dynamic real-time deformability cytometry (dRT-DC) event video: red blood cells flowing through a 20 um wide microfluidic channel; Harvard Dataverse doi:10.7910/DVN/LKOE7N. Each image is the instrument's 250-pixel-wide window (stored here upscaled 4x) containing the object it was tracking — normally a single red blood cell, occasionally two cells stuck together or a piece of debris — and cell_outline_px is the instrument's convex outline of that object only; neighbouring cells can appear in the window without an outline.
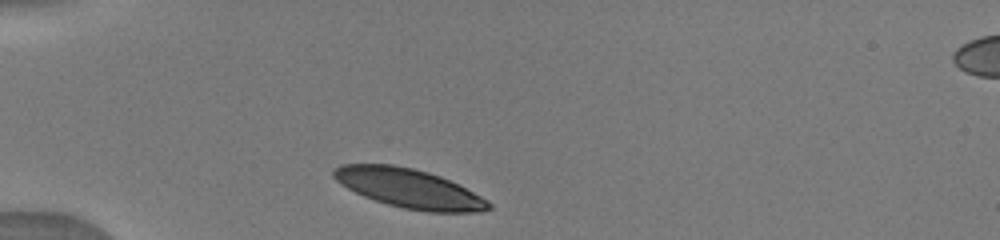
{"species": "human", "species_latin": "Homo sapiens", "temperature_condition": "warm", "stored_images_in_passage": 22, "camera_frame_rate_fps": 3000, "um_per_image_px": 0.085, "donor": {"sex": "male"}, "frame": {"image": 1, "passage_image": 1, "time_ms": 0.0, "image_size_px": [1000, 240], "cell_outline_px": [[492, 208], [484, 212], [428, 212], [404, 208], [388, 204], [364, 196], [340, 184], [332, 176], [332, 172], [340, 164], [392, 164], [412, 168], [428, 172], [440, 176], [488, 200], [492, 204]], "centroid_in_image_um": [34.77, 16.01], "position_along_channel_um": 50.2, "area_um2": 35.08}}
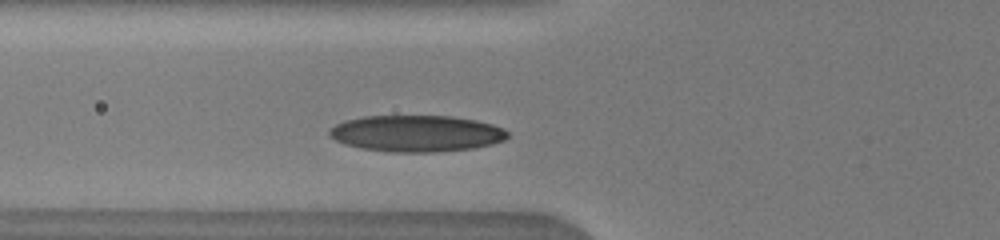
{"frame": {"image": 2, "passage_image": 4, "time_ms": 1.667, "image_size_px": [1000, 240], "cell_outline_px": [[508, 136], [504, 140], [492, 144], [472, 148], [432, 152], [388, 152], [360, 148], [344, 144], [328, 136], [328, 132], [336, 124], [344, 120], [364, 116], [452, 116], [476, 120], [492, 124], [504, 128], [508, 132]], "centroid_in_image_um": [35.38, 11.34], "position_along_channel_um": 90.4, "area_um2": 37.97}}
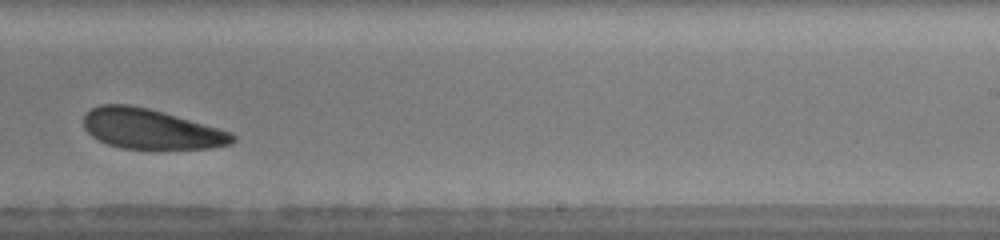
{"frame": {"image": 3, "passage_image": 13, "time_ms": 6.333, "image_size_px": [1000, 240], "cell_outline_px": [[236, 140], [232, 144], [208, 148], [160, 152], [120, 148], [108, 144], [92, 136], [84, 128], [84, 116], [92, 108], [100, 104], [128, 104], [148, 108], [164, 112], [220, 128], [232, 132], [236, 136]], "centroid_in_image_um": [12.89, 11.01], "position_along_channel_um": 276.1, "area_um2": 35.89}}